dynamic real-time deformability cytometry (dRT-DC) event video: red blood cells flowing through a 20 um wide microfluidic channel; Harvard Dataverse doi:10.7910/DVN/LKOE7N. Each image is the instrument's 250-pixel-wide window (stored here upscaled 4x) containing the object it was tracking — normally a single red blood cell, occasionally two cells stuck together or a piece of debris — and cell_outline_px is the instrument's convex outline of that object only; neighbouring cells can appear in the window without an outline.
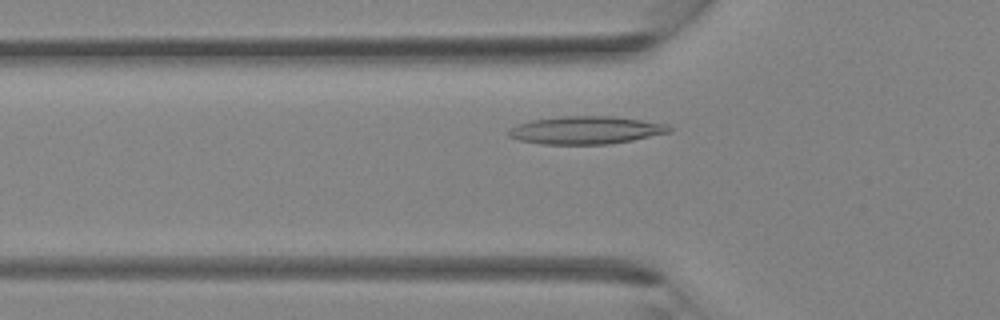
{"species": "Egyptian fruit bat (a non-hibernating species)", "species_latin": "Rousettus aegyptiacus", "temperature_condition": "room temperature", "stored_images_in_passage": 33, "camera_frame_rate_fps": 3000, "um_per_image_px": 0.085, "animal": {"sex": "female"}, "frame": {"image": 1, "passage_image": 8, "time_ms": 2.333, "image_size_px": [1000, 320], "cell_outline_px": [[672, 128], [668, 132], [632, 140], [608, 144], [540, 144], [520, 140], [508, 136], [508, 128], [516, 124], [532, 120], [560, 116], [612, 116], [668, 124]], "centroid_in_image_um": [49.74, 11.06], "position_along_channel_um": 76.1, "area_um2": 25.95}}
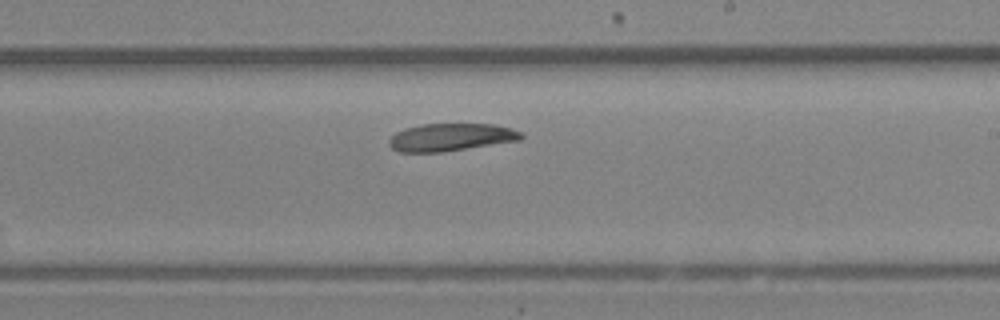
{"frame": {"image": 2, "passage_image": 18, "time_ms": 5.667, "image_size_px": [1000, 320], "cell_outline_px": [[524, 136], [520, 140], [444, 152], [400, 152], [392, 148], [388, 144], [388, 140], [396, 132], [404, 128], [420, 124], [492, 124], [512, 128], [520, 132]], "centroid_in_image_um": [38.3, 11.66], "position_along_channel_um": 250.7, "area_um2": 21.33}}
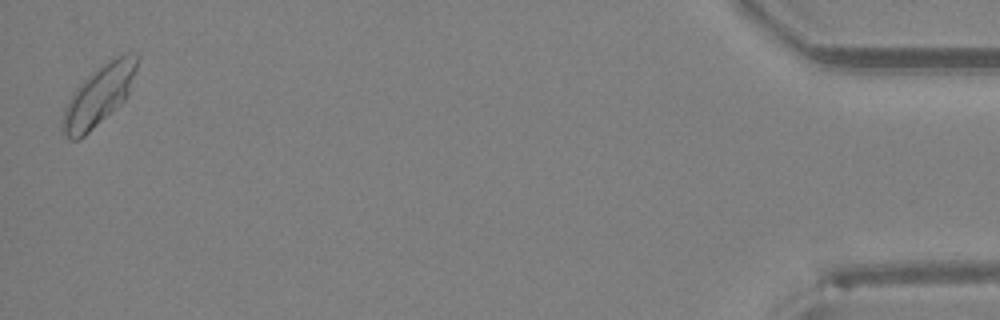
{"frame": {"image": 3, "passage_image": 33, "time_ms": 10.667, "image_size_px": [1000, 320], "cell_outline_px": [[140, 56], [128, 96], [124, 100], [84, 136], [76, 140], [72, 140], [60, 132], [60, 120], [64, 108], [76, 88], [100, 64], [124, 52], [136, 52]], "centroid_in_image_um": [8.4, 8.08], "position_along_channel_um": 426.8, "area_um2": 26.24}}